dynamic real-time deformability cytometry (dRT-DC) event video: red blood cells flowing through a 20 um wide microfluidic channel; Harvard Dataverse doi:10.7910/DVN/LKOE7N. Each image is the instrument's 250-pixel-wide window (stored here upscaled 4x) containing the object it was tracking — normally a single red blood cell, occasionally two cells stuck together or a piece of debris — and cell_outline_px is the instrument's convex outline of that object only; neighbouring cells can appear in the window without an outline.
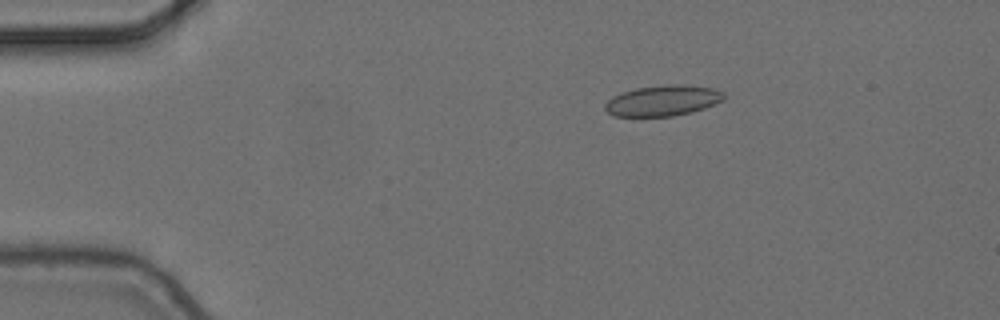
{"species": "common noctule bat (a hibernating species)", "species_latin": "Nyctalus noctula", "temperature_condition": "cold", "stored_images_in_passage": 5, "camera_frame_rate_fps": 3000, "um_per_image_px": 0.085, "animal": {"sex": "female", "body_mass_g": 24.6, "forearm_length_mm": 56.2}, "frame": {"image": 1, "passage_image": 3, "time_ms": 0.667, "image_size_px": [1000, 320], "cell_outline_px": [[724, 100], [704, 108], [692, 112], [672, 116], [612, 116], [604, 108], [604, 104], [612, 96], [636, 88], [664, 84], [684, 84], [716, 88], [724, 92]], "centroid_in_image_um": [56.36, 8.54], "position_along_channel_um": 28.6, "area_um2": 21.44}}